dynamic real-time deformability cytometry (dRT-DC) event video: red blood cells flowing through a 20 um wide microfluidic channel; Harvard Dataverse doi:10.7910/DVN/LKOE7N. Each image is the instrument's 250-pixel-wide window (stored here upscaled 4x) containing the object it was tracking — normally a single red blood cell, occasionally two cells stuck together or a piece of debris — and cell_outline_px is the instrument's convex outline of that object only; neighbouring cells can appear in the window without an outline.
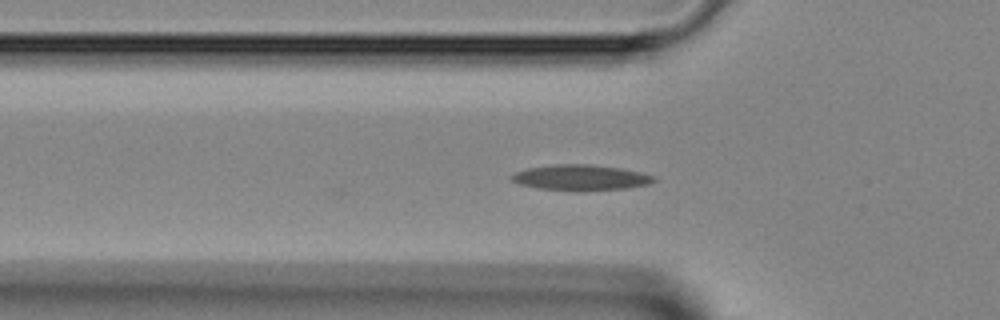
{"species": "Egyptian fruit bat (a non-hibernating species)", "species_latin": "Rousettus aegyptiacus", "temperature_condition": "room temperature", "stored_images_in_passage": 11, "camera_frame_rate_fps": 3000, "um_per_image_px": 0.085, "animal": {"sex": "female"}, "frame": {"image": 1, "passage_image": 3, "time_ms": 0.667, "image_size_px": [1000, 320], "cell_outline_px": [[656, 180], [648, 184], [624, 188], [580, 192], [536, 188], [520, 184], [512, 180], [508, 176], [516, 172], [528, 168], [556, 164], [588, 164], [624, 168], [644, 172], [656, 176]], "centroid_in_image_um": [49.39, 15.1], "position_along_channel_um": 76.4, "area_um2": 21.62}}
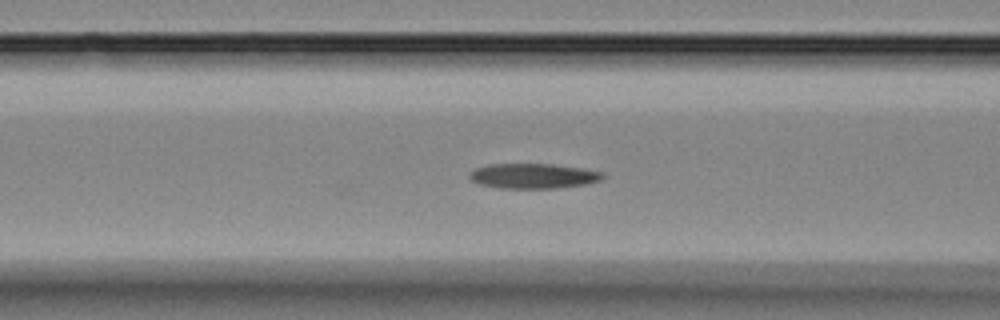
{"frame": {"image": 2, "passage_image": 6, "time_ms": 1.667, "image_size_px": [1000, 320], "cell_outline_px": [[608, 176], [600, 180], [584, 184], [556, 188], [500, 188], [480, 184], [472, 180], [468, 176], [468, 172], [476, 168], [488, 164], [556, 164], [584, 168], [604, 172]], "centroid_in_image_um": [45.36, 14.94], "position_along_channel_um": 121.2, "area_um2": 19.59}}
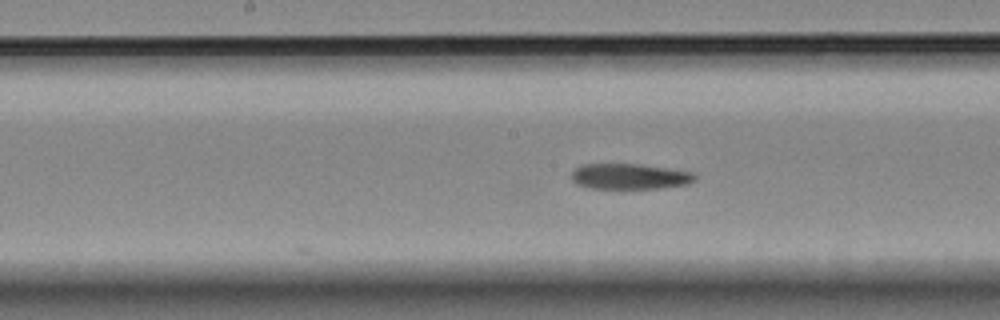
{"frame": {"image": 3, "passage_image": 11, "time_ms": 3.333, "image_size_px": [1000, 320], "cell_outline_px": [[696, 180], [688, 184], [660, 188], [588, 188], [576, 184], [572, 180], [572, 172], [580, 164], [640, 164], [696, 172]], "centroid_in_image_um": [53.55, 14.99], "position_along_channel_um": 194.7, "area_um2": 18.55}}